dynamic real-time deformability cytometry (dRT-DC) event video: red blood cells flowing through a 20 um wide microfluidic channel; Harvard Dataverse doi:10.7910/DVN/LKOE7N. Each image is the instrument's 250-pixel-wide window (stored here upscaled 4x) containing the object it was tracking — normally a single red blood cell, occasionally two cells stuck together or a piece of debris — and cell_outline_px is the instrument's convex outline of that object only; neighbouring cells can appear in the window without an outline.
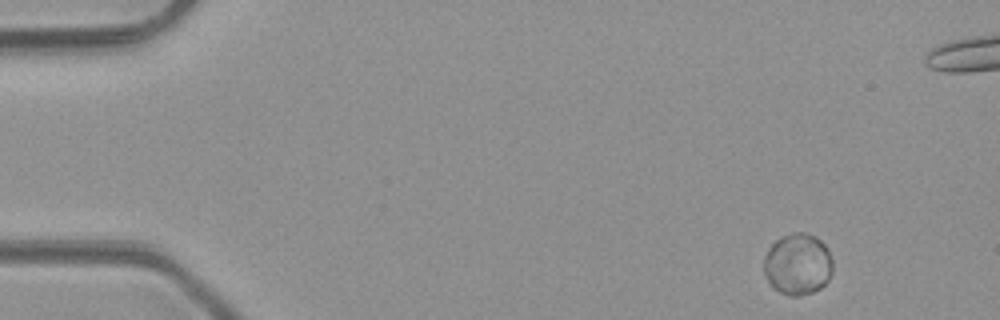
{"species": "common noctule bat (a hibernating species)", "species_latin": "Nyctalus noctula", "temperature_condition": "room temperature", "stored_images_in_passage": 5, "camera_frame_rate_fps": 3000, "um_per_image_px": 0.085, "animal": {"sex": "male", "body_mass_g": 23.1, "forearm_length_mm": 52.7}, "frame": {"image": 1, "passage_image": 1, "time_ms": 0.0, "image_size_px": [1000, 320], "cell_outline_px": [[832, 272], [828, 280], [820, 288], [812, 292], [796, 296], [788, 296], [772, 288], [764, 276], [764, 256], [768, 248], [780, 236], [796, 232], [804, 232], [816, 236], [828, 248], [832, 260]], "centroid_in_image_um": [67.79, 22.45], "position_along_channel_um": 17.2, "area_um2": 24.97}}